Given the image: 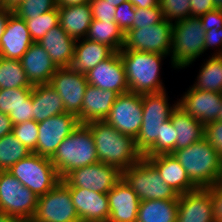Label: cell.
Wrapping results in <instances>:
<instances>
[{"label":"cell","mask_w":222,"mask_h":222,"mask_svg":"<svg viewBox=\"0 0 222 222\" xmlns=\"http://www.w3.org/2000/svg\"><path fill=\"white\" fill-rule=\"evenodd\" d=\"M218 121L222 122V109H221V111H220V113H219Z\"/></svg>","instance_id":"59"},{"label":"cell","mask_w":222,"mask_h":222,"mask_svg":"<svg viewBox=\"0 0 222 222\" xmlns=\"http://www.w3.org/2000/svg\"><path fill=\"white\" fill-rule=\"evenodd\" d=\"M166 90L142 94L143 121L135 139L137 149L143 154L160 136L161 126L169 120L178 101L172 106L168 103Z\"/></svg>","instance_id":"7"},{"label":"cell","mask_w":222,"mask_h":222,"mask_svg":"<svg viewBox=\"0 0 222 222\" xmlns=\"http://www.w3.org/2000/svg\"><path fill=\"white\" fill-rule=\"evenodd\" d=\"M12 13V9L0 6V39L5 31L8 18Z\"/></svg>","instance_id":"51"},{"label":"cell","mask_w":222,"mask_h":222,"mask_svg":"<svg viewBox=\"0 0 222 222\" xmlns=\"http://www.w3.org/2000/svg\"><path fill=\"white\" fill-rule=\"evenodd\" d=\"M30 222H81L70 189L62 180L38 197L36 212Z\"/></svg>","instance_id":"10"},{"label":"cell","mask_w":222,"mask_h":222,"mask_svg":"<svg viewBox=\"0 0 222 222\" xmlns=\"http://www.w3.org/2000/svg\"><path fill=\"white\" fill-rule=\"evenodd\" d=\"M178 106L194 119L207 124L218 120L222 109V93L198 90L191 86L178 100Z\"/></svg>","instance_id":"17"},{"label":"cell","mask_w":222,"mask_h":222,"mask_svg":"<svg viewBox=\"0 0 222 222\" xmlns=\"http://www.w3.org/2000/svg\"><path fill=\"white\" fill-rule=\"evenodd\" d=\"M59 25L75 40L86 37L93 15L89 3L58 7Z\"/></svg>","instance_id":"27"},{"label":"cell","mask_w":222,"mask_h":222,"mask_svg":"<svg viewBox=\"0 0 222 222\" xmlns=\"http://www.w3.org/2000/svg\"><path fill=\"white\" fill-rule=\"evenodd\" d=\"M7 171L37 197L45 195L61 181L50 158L36 153L29 154Z\"/></svg>","instance_id":"8"},{"label":"cell","mask_w":222,"mask_h":222,"mask_svg":"<svg viewBox=\"0 0 222 222\" xmlns=\"http://www.w3.org/2000/svg\"><path fill=\"white\" fill-rule=\"evenodd\" d=\"M215 6V9L222 10V0H212Z\"/></svg>","instance_id":"57"},{"label":"cell","mask_w":222,"mask_h":222,"mask_svg":"<svg viewBox=\"0 0 222 222\" xmlns=\"http://www.w3.org/2000/svg\"><path fill=\"white\" fill-rule=\"evenodd\" d=\"M13 124L8 114L0 112V138L12 132Z\"/></svg>","instance_id":"50"},{"label":"cell","mask_w":222,"mask_h":222,"mask_svg":"<svg viewBox=\"0 0 222 222\" xmlns=\"http://www.w3.org/2000/svg\"><path fill=\"white\" fill-rule=\"evenodd\" d=\"M50 160L61 180L74 169L99 162L90 128L86 124H79L61 142Z\"/></svg>","instance_id":"3"},{"label":"cell","mask_w":222,"mask_h":222,"mask_svg":"<svg viewBox=\"0 0 222 222\" xmlns=\"http://www.w3.org/2000/svg\"><path fill=\"white\" fill-rule=\"evenodd\" d=\"M57 7L56 0H24L13 9L20 19H33Z\"/></svg>","instance_id":"38"},{"label":"cell","mask_w":222,"mask_h":222,"mask_svg":"<svg viewBox=\"0 0 222 222\" xmlns=\"http://www.w3.org/2000/svg\"><path fill=\"white\" fill-rule=\"evenodd\" d=\"M81 222H108L109 203L106 193L81 187H68Z\"/></svg>","instance_id":"19"},{"label":"cell","mask_w":222,"mask_h":222,"mask_svg":"<svg viewBox=\"0 0 222 222\" xmlns=\"http://www.w3.org/2000/svg\"><path fill=\"white\" fill-rule=\"evenodd\" d=\"M122 178V171L113 165L97 162L71 171L62 181L68 187H81L108 193Z\"/></svg>","instance_id":"12"},{"label":"cell","mask_w":222,"mask_h":222,"mask_svg":"<svg viewBox=\"0 0 222 222\" xmlns=\"http://www.w3.org/2000/svg\"><path fill=\"white\" fill-rule=\"evenodd\" d=\"M170 119L161 126L160 136L157 140L142 154L143 157L156 156L160 154H173L177 136Z\"/></svg>","instance_id":"35"},{"label":"cell","mask_w":222,"mask_h":222,"mask_svg":"<svg viewBox=\"0 0 222 222\" xmlns=\"http://www.w3.org/2000/svg\"><path fill=\"white\" fill-rule=\"evenodd\" d=\"M37 43L45 49L58 68L69 66L74 55L76 40L60 25L51 28Z\"/></svg>","instance_id":"26"},{"label":"cell","mask_w":222,"mask_h":222,"mask_svg":"<svg viewBox=\"0 0 222 222\" xmlns=\"http://www.w3.org/2000/svg\"><path fill=\"white\" fill-rule=\"evenodd\" d=\"M205 30L197 17L173 23L171 65L175 69L189 67L205 52Z\"/></svg>","instance_id":"5"},{"label":"cell","mask_w":222,"mask_h":222,"mask_svg":"<svg viewBox=\"0 0 222 222\" xmlns=\"http://www.w3.org/2000/svg\"><path fill=\"white\" fill-rule=\"evenodd\" d=\"M0 222H21L19 219L0 211Z\"/></svg>","instance_id":"55"},{"label":"cell","mask_w":222,"mask_h":222,"mask_svg":"<svg viewBox=\"0 0 222 222\" xmlns=\"http://www.w3.org/2000/svg\"><path fill=\"white\" fill-rule=\"evenodd\" d=\"M31 152L11 132L0 138V171L9 170Z\"/></svg>","instance_id":"34"},{"label":"cell","mask_w":222,"mask_h":222,"mask_svg":"<svg viewBox=\"0 0 222 222\" xmlns=\"http://www.w3.org/2000/svg\"><path fill=\"white\" fill-rule=\"evenodd\" d=\"M38 203V197L8 171H0V211L30 222Z\"/></svg>","instance_id":"9"},{"label":"cell","mask_w":222,"mask_h":222,"mask_svg":"<svg viewBox=\"0 0 222 222\" xmlns=\"http://www.w3.org/2000/svg\"><path fill=\"white\" fill-rule=\"evenodd\" d=\"M86 125L92 132L99 162L116 166L123 171L143 158L131 136L118 132L105 121Z\"/></svg>","instance_id":"1"},{"label":"cell","mask_w":222,"mask_h":222,"mask_svg":"<svg viewBox=\"0 0 222 222\" xmlns=\"http://www.w3.org/2000/svg\"><path fill=\"white\" fill-rule=\"evenodd\" d=\"M33 87L0 89V112L10 114L31 96Z\"/></svg>","instance_id":"37"},{"label":"cell","mask_w":222,"mask_h":222,"mask_svg":"<svg viewBox=\"0 0 222 222\" xmlns=\"http://www.w3.org/2000/svg\"><path fill=\"white\" fill-rule=\"evenodd\" d=\"M9 117L13 125L33 120L32 94L24 104L13 110Z\"/></svg>","instance_id":"45"},{"label":"cell","mask_w":222,"mask_h":222,"mask_svg":"<svg viewBox=\"0 0 222 222\" xmlns=\"http://www.w3.org/2000/svg\"><path fill=\"white\" fill-rule=\"evenodd\" d=\"M89 85L111 90L119 94L129 92L126 73L119 52H114L108 59L101 61L86 74Z\"/></svg>","instance_id":"16"},{"label":"cell","mask_w":222,"mask_h":222,"mask_svg":"<svg viewBox=\"0 0 222 222\" xmlns=\"http://www.w3.org/2000/svg\"><path fill=\"white\" fill-rule=\"evenodd\" d=\"M165 18L163 16V12L160 8V5H156L148 8H139L135 7V16L133 20V27L131 29L148 27L151 25H155Z\"/></svg>","instance_id":"41"},{"label":"cell","mask_w":222,"mask_h":222,"mask_svg":"<svg viewBox=\"0 0 222 222\" xmlns=\"http://www.w3.org/2000/svg\"><path fill=\"white\" fill-rule=\"evenodd\" d=\"M33 87L20 60L0 57V89Z\"/></svg>","instance_id":"33"},{"label":"cell","mask_w":222,"mask_h":222,"mask_svg":"<svg viewBox=\"0 0 222 222\" xmlns=\"http://www.w3.org/2000/svg\"><path fill=\"white\" fill-rule=\"evenodd\" d=\"M105 1L112 4L113 7H118L121 3L125 2L126 0H105Z\"/></svg>","instance_id":"56"},{"label":"cell","mask_w":222,"mask_h":222,"mask_svg":"<svg viewBox=\"0 0 222 222\" xmlns=\"http://www.w3.org/2000/svg\"><path fill=\"white\" fill-rule=\"evenodd\" d=\"M170 121L177 136L174 152L204 138V124L194 119L178 105L173 110Z\"/></svg>","instance_id":"29"},{"label":"cell","mask_w":222,"mask_h":222,"mask_svg":"<svg viewBox=\"0 0 222 222\" xmlns=\"http://www.w3.org/2000/svg\"><path fill=\"white\" fill-rule=\"evenodd\" d=\"M22 1L24 0H2V6L13 10Z\"/></svg>","instance_id":"54"},{"label":"cell","mask_w":222,"mask_h":222,"mask_svg":"<svg viewBox=\"0 0 222 222\" xmlns=\"http://www.w3.org/2000/svg\"><path fill=\"white\" fill-rule=\"evenodd\" d=\"M159 5L164 18L170 22L191 17L190 0H159Z\"/></svg>","instance_id":"40"},{"label":"cell","mask_w":222,"mask_h":222,"mask_svg":"<svg viewBox=\"0 0 222 222\" xmlns=\"http://www.w3.org/2000/svg\"><path fill=\"white\" fill-rule=\"evenodd\" d=\"M107 197L108 222H137L140 199L123 178L107 193Z\"/></svg>","instance_id":"20"},{"label":"cell","mask_w":222,"mask_h":222,"mask_svg":"<svg viewBox=\"0 0 222 222\" xmlns=\"http://www.w3.org/2000/svg\"><path fill=\"white\" fill-rule=\"evenodd\" d=\"M134 16L135 7L129 0H126L116 7L115 22L124 34L133 27Z\"/></svg>","instance_id":"42"},{"label":"cell","mask_w":222,"mask_h":222,"mask_svg":"<svg viewBox=\"0 0 222 222\" xmlns=\"http://www.w3.org/2000/svg\"><path fill=\"white\" fill-rule=\"evenodd\" d=\"M176 222H214L210 190L197 188L179 195Z\"/></svg>","instance_id":"18"},{"label":"cell","mask_w":222,"mask_h":222,"mask_svg":"<svg viewBox=\"0 0 222 222\" xmlns=\"http://www.w3.org/2000/svg\"><path fill=\"white\" fill-rule=\"evenodd\" d=\"M12 133L31 153L36 151L39 135L38 122L29 120L13 125Z\"/></svg>","instance_id":"39"},{"label":"cell","mask_w":222,"mask_h":222,"mask_svg":"<svg viewBox=\"0 0 222 222\" xmlns=\"http://www.w3.org/2000/svg\"><path fill=\"white\" fill-rule=\"evenodd\" d=\"M20 61L32 86L49 84L58 69L49 54L37 42L30 45Z\"/></svg>","instance_id":"23"},{"label":"cell","mask_w":222,"mask_h":222,"mask_svg":"<svg viewBox=\"0 0 222 222\" xmlns=\"http://www.w3.org/2000/svg\"><path fill=\"white\" fill-rule=\"evenodd\" d=\"M192 87L222 93V55H212L202 64Z\"/></svg>","instance_id":"32"},{"label":"cell","mask_w":222,"mask_h":222,"mask_svg":"<svg viewBox=\"0 0 222 222\" xmlns=\"http://www.w3.org/2000/svg\"><path fill=\"white\" fill-rule=\"evenodd\" d=\"M79 124L77 116L71 113H62L38 122L39 135L34 153L39 156L51 158L61 142Z\"/></svg>","instance_id":"14"},{"label":"cell","mask_w":222,"mask_h":222,"mask_svg":"<svg viewBox=\"0 0 222 222\" xmlns=\"http://www.w3.org/2000/svg\"><path fill=\"white\" fill-rule=\"evenodd\" d=\"M88 40L109 46L114 52H119L125 43V34L116 22L93 19L85 37Z\"/></svg>","instance_id":"31"},{"label":"cell","mask_w":222,"mask_h":222,"mask_svg":"<svg viewBox=\"0 0 222 222\" xmlns=\"http://www.w3.org/2000/svg\"><path fill=\"white\" fill-rule=\"evenodd\" d=\"M90 7L93 15V19L99 21L115 22L116 7L108 3L105 0H91Z\"/></svg>","instance_id":"44"},{"label":"cell","mask_w":222,"mask_h":222,"mask_svg":"<svg viewBox=\"0 0 222 222\" xmlns=\"http://www.w3.org/2000/svg\"><path fill=\"white\" fill-rule=\"evenodd\" d=\"M104 121L118 132L136 139L143 121L142 94H119Z\"/></svg>","instance_id":"13"},{"label":"cell","mask_w":222,"mask_h":222,"mask_svg":"<svg viewBox=\"0 0 222 222\" xmlns=\"http://www.w3.org/2000/svg\"><path fill=\"white\" fill-rule=\"evenodd\" d=\"M191 17H201L207 12L215 10L212 0H190Z\"/></svg>","instance_id":"49"},{"label":"cell","mask_w":222,"mask_h":222,"mask_svg":"<svg viewBox=\"0 0 222 222\" xmlns=\"http://www.w3.org/2000/svg\"><path fill=\"white\" fill-rule=\"evenodd\" d=\"M217 184L222 185V159H221L220 175Z\"/></svg>","instance_id":"58"},{"label":"cell","mask_w":222,"mask_h":222,"mask_svg":"<svg viewBox=\"0 0 222 222\" xmlns=\"http://www.w3.org/2000/svg\"><path fill=\"white\" fill-rule=\"evenodd\" d=\"M178 200L140 201L137 222H176Z\"/></svg>","instance_id":"30"},{"label":"cell","mask_w":222,"mask_h":222,"mask_svg":"<svg viewBox=\"0 0 222 222\" xmlns=\"http://www.w3.org/2000/svg\"><path fill=\"white\" fill-rule=\"evenodd\" d=\"M204 138L215 148L222 159V122L216 120L204 124Z\"/></svg>","instance_id":"43"},{"label":"cell","mask_w":222,"mask_h":222,"mask_svg":"<svg viewBox=\"0 0 222 222\" xmlns=\"http://www.w3.org/2000/svg\"><path fill=\"white\" fill-rule=\"evenodd\" d=\"M30 37L33 42L40 41L51 29L59 25L58 7L33 19H25Z\"/></svg>","instance_id":"36"},{"label":"cell","mask_w":222,"mask_h":222,"mask_svg":"<svg viewBox=\"0 0 222 222\" xmlns=\"http://www.w3.org/2000/svg\"><path fill=\"white\" fill-rule=\"evenodd\" d=\"M122 178L140 201L179 199V195L165 183L156 168L144 157L123 170Z\"/></svg>","instance_id":"6"},{"label":"cell","mask_w":222,"mask_h":222,"mask_svg":"<svg viewBox=\"0 0 222 222\" xmlns=\"http://www.w3.org/2000/svg\"><path fill=\"white\" fill-rule=\"evenodd\" d=\"M173 22L167 19L125 34V43L121 50H136L170 56Z\"/></svg>","instance_id":"11"},{"label":"cell","mask_w":222,"mask_h":222,"mask_svg":"<svg viewBox=\"0 0 222 222\" xmlns=\"http://www.w3.org/2000/svg\"><path fill=\"white\" fill-rule=\"evenodd\" d=\"M63 101L66 113L78 115L88 86L85 74L71 71L68 67L58 68L50 82Z\"/></svg>","instance_id":"15"},{"label":"cell","mask_w":222,"mask_h":222,"mask_svg":"<svg viewBox=\"0 0 222 222\" xmlns=\"http://www.w3.org/2000/svg\"><path fill=\"white\" fill-rule=\"evenodd\" d=\"M119 54L126 73L129 92L145 94L166 90L163 80L160 79V69L161 61L167 55L136 50H120Z\"/></svg>","instance_id":"2"},{"label":"cell","mask_w":222,"mask_h":222,"mask_svg":"<svg viewBox=\"0 0 222 222\" xmlns=\"http://www.w3.org/2000/svg\"><path fill=\"white\" fill-rule=\"evenodd\" d=\"M32 43L25 20L12 13L0 39V57L20 60Z\"/></svg>","instance_id":"21"},{"label":"cell","mask_w":222,"mask_h":222,"mask_svg":"<svg viewBox=\"0 0 222 222\" xmlns=\"http://www.w3.org/2000/svg\"><path fill=\"white\" fill-rule=\"evenodd\" d=\"M144 158L156 168L165 183L178 195L197 189L173 154H160Z\"/></svg>","instance_id":"24"},{"label":"cell","mask_w":222,"mask_h":222,"mask_svg":"<svg viewBox=\"0 0 222 222\" xmlns=\"http://www.w3.org/2000/svg\"><path fill=\"white\" fill-rule=\"evenodd\" d=\"M199 19L205 32L211 30L214 27L217 28V30L222 28V10L215 9L213 11L207 12L206 14L199 17Z\"/></svg>","instance_id":"46"},{"label":"cell","mask_w":222,"mask_h":222,"mask_svg":"<svg viewBox=\"0 0 222 222\" xmlns=\"http://www.w3.org/2000/svg\"><path fill=\"white\" fill-rule=\"evenodd\" d=\"M32 108L33 120L36 122L66 113L62 99L50 84L33 86Z\"/></svg>","instance_id":"28"},{"label":"cell","mask_w":222,"mask_h":222,"mask_svg":"<svg viewBox=\"0 0 222 222\" xmlns=\"http://www.w3.org/2000/svg\"><path fill=\"white\" fill-rule=\"evenodd\" d=\"M113 53L114 51L107 45L86 38L79 39L76 40L74 55L68 68L73 72L86 74Z\"/></svg>","instance_id":"25"},{"label":"cell","mask_w":222,"mask_h":222,"mask_svg":"<svg viewBox=\"0 0 222 222\" xmlns=\"http://www.w3.org/2000/svg\"><path fill=\"white\" fill-rule=\"evenodd\" d=\"M205 51L212 47H218L213 55H222V28L217 30V28H212L211 30L205 32L204 41Z\"/></svg>","instance_id":"48"},{"label":"cell","mask_w":222,"mask_h":222,"mask_svg":"<svg viewBox=\"0 0 222 222\" xmlns=\"http://www.w3.org/2000/svg\"><path fill=\"white\" fill-rule=\"evenodd\" d=\"M91 0H56L57 7H66L73 5H82L90 3Z\"/></svg>","instance_id":"53"},{"label":"cell","mask_w":222,"mask_h":222,"mask_svg":"<svg viewBox=\"0 0 222 222\" xmlns=\"http://www.w3.org/2000/svg\"><path fill=\"white\" fill-rule=\"evenodd\" d=\"M208 189L213 203L214 222H222V185L215 184Z\"/></svg>","instance_id":"47"},{"label":"cell","mask_w":222,"mask_h":222,"mask_svg":"<svg viewBox=\"0 0 222 222\" xmlns=\"http://www.w3.org/2000/svg\"><path fill=\"white\" fill-rule=\"evenodd\" d=\"M118 94L88 84L85 90L81 111L77 115L80 124L104 121L108 116Z\"/></svg>","instance_id":"22"},{"label":"cell","mask_w":222,"mask_h":222,"mask_svg":"<svg viewBox=\"0 0 222 222\" xmlns=\"http://www.w3.org/2000/svg\"><path fill=\"white\" fill-rule=\"evenodd\" d=\"M134 7L148 8L159 4V0H129Z\"/></svg>","instance_id":"52"},{"label":"cell","mask_w":222,"mask_h":222,"mask_svg":"<svg viewBox=\"0 0 222 222\" xmlns=\"http://www.w3.org/2000/svg\"><path fill=\"white\" fill-rule=\"evenodd\" d=\"M173 156L179 161L197 188H208L217 184L221 158L205 138L175 151Z\"/></svg>","instance_id":"4"}]
</instances>
